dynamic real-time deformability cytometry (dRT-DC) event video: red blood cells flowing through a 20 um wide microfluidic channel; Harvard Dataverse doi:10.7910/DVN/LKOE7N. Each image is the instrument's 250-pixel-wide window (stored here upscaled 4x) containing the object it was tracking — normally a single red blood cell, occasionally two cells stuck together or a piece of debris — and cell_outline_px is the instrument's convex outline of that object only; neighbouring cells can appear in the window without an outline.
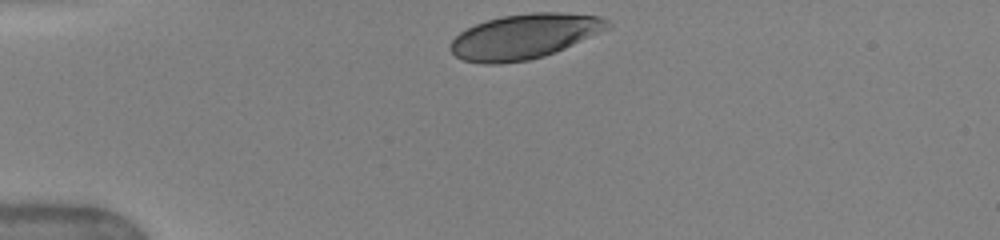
{"species": "human", "species_latin": "Homo sapiens", "temperature_condition": "warm", "stored_images_in_passage": 72, "camera_frame_rate_fps": 3000, "um_per_image_px": 0.085, "donor": {"sex": "female"}, "frame": {"image": 1, "passage_image": 1, "time_ms": 0.0, "image_size_px": [1000, 240], "cell_outline_px": [[612, 24], [608, 28], [600, 32], [556, 52], [544, 56], [528, 60], [500, 64], [480, 64], [464, 60], [456, 56], [448, 48], [452, 40], [460, 32], [476, 24], [500, 16], [532, 12], [560, 12], [600, 16], [608, 20]], "centroid_in_image_um": [44.56, 3.1], "position_along_channel_um": 40.4, "area_um2": 41.1}}
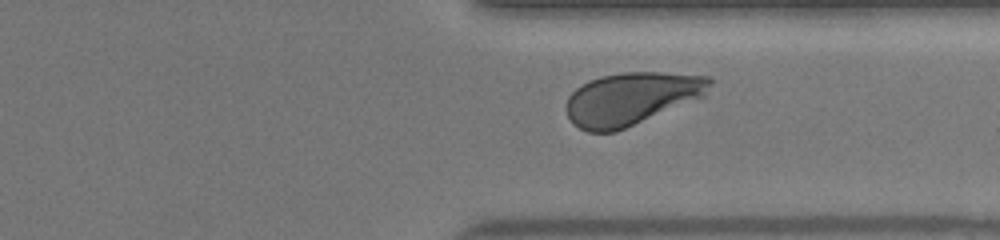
{"frame": {"image": 2, "passage_image": 64, "time_ms": 9.0, "image_size_px": [1000, 240], "cell_outline_px": [[712, 84], [704, 96], [616, 132], [588, 132], [572, 124], [568, 116], [568, 96], [576, 88], [588, 80], [600, 76], [620, 72], [660, 72], [712, 76]], "centroid_in_image_um": [53.67, 8.37], "position_along_channel_um": 357.7, "area_um2": 43.99}}
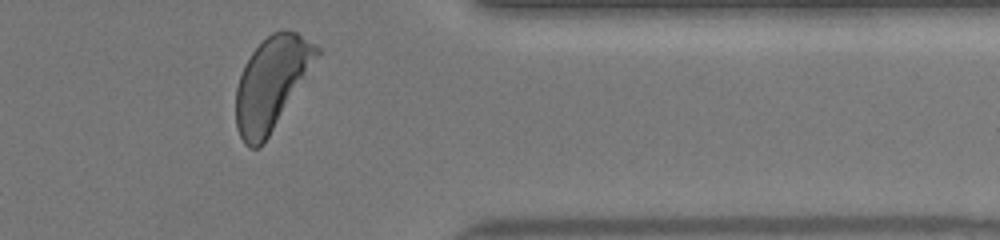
{"frame": {"image": 3, "passage_image": 70, "time_ms": 10.0, "image_size_px": [1000, 240], "cell_outline_px": [[320, 52], [268, 136], [260, 148], [248, 148], [244, 144], [236, 128], [236, 88], [244, 64], [252, 52], [272, 32], [280, 28], [288, 28], [296, 32], [316, 44], [320, 48]], "centroid_in_image_um": [23.04, 7.04], "position_along_channel_um": 388.4, "area_um2": 42.71}, "authors_computed_cell_mechanics": {"area_um2": 43.6101, "velocity_mm_per_s": 3.9686, "shape_relaxation_time_tau1_ms": 3.0444, "shape_relaxation_time_tau2_ms": null, "deformation_change_tau1": 0.1537, "deformation_change_tau2": null}}